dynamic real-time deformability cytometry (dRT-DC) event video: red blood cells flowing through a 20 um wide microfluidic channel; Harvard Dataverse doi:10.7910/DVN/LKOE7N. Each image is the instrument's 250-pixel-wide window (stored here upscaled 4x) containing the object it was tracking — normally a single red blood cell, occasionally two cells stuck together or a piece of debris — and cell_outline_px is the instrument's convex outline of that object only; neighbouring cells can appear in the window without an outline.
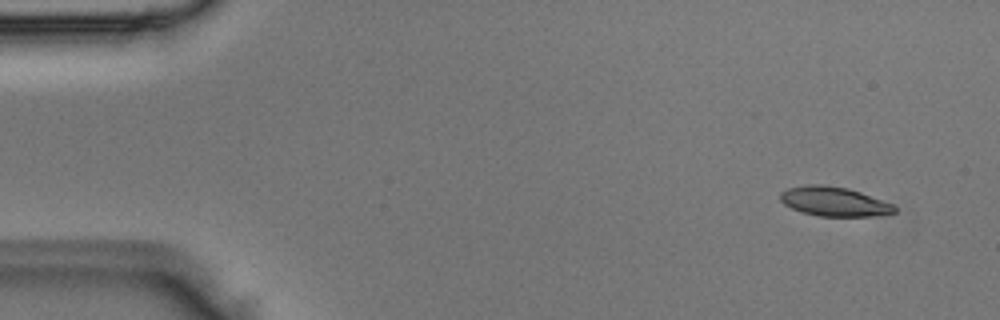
{"species": "Egyptian fruit bat (a non-hibernating species)", "species_latin": "Rousettus aegyptiacus", "temperature_condition": "room temperature", "stored_images_in_passage": 3, "camera_frame_rate_fps": 3000, "um_per_image_px": 0.085, "animal": {"sex": "male"}, "frame": {"image": 1, "passage_image": 1, "time_ms": 0.0, "image_size_px": [1000, 320], "cell_outline_px": [[896, 212], [868, 216], [820, 216], [804, 212], [792, 208], [784, 204], [780, 200], [780, 192], [788, 188], [804, 184], [820, 184], [848, 188], [860, 192], [892, 204], [896, 208]], "centroid_in_image_um": [70.85, 17.11], "position_along_channel_um": 14.1, "area_um2": 19.31}}
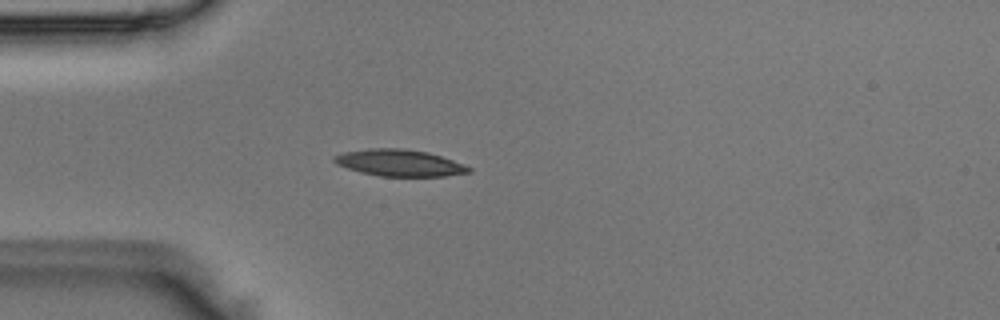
{"frame": {"image": 2, "passage_image": 3, "time_ms": 0.667, "image_size_px": [1000, 320], "cell_outline_px": [[472, 172], [448, 176], [380, 176], [360, 172], [336, 164], [332, 160], [332, 156], [344, 152], [368, 148], [404, 148], [428, 152], [464, 164], [472, 168]], "centroid_in_image_um": [33.95, 13.84], "position_along_channel_um": 51.0, "area_um2": 21.04}}